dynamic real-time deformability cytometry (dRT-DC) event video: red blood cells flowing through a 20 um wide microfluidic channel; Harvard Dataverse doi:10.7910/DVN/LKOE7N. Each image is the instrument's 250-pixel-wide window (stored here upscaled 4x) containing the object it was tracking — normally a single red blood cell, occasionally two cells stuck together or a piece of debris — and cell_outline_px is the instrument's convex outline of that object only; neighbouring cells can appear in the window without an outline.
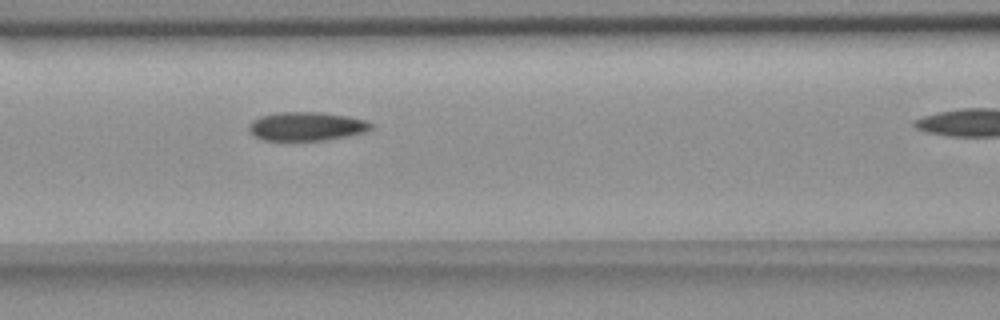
{"species": "common noctule bat (a hibernating species)", "species_latin": "Nyctalus noctula", "temperature_condition": "room temperature", "stored_images_in_passage": 38, "camera_frame_rate_fps": 3000, "um_per_image_px": 0.085, "animal": {"sex": "female", "body_mass_g": 18.4}, "frame": {"image": 1, "passage_image": 17, "time_ms": 5.333, "image_size_px": [1000, 320], "cell_outline_px": [[372, 128], [364, 132], [324, 140], [260, 140], [248, 128], [248, 124], [252, 120], [260, 116], [280, 112], [320, 112], [348, 116], [364, 120], [372, 124]], "centroid_in_image_um": [26.02, 10.73], "position_along_channel_um": 140.6, "area_um2": 20.23}}
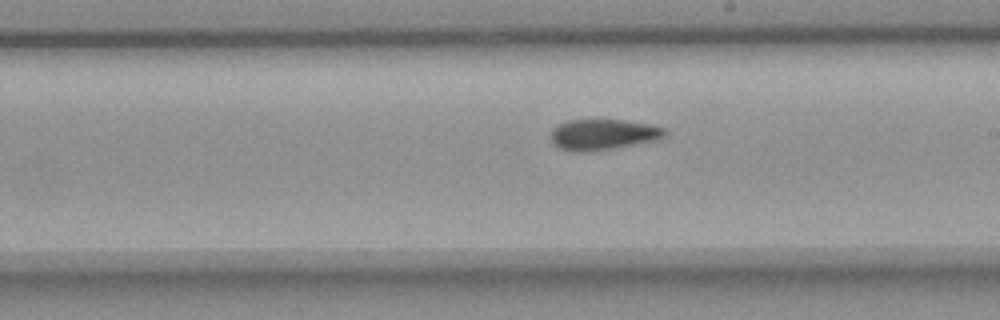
{"frame": {"image": 2, "passage_image": 25, "time_ms": 8.0, "image_size_px": [1000, 320], "cell_outline_px": [[668, 132], [664, 136], [656, 140], [592, 152], [572, 152], [560, 148], [552, 144], [552, 128], [556, 124], [564, 120], [624, 120], [652, 124], [664, 128]], "centroid_in_image_um": [51.23, 11.43], "position_along_channel_um": 237.8, "area_um2": 20.69}}
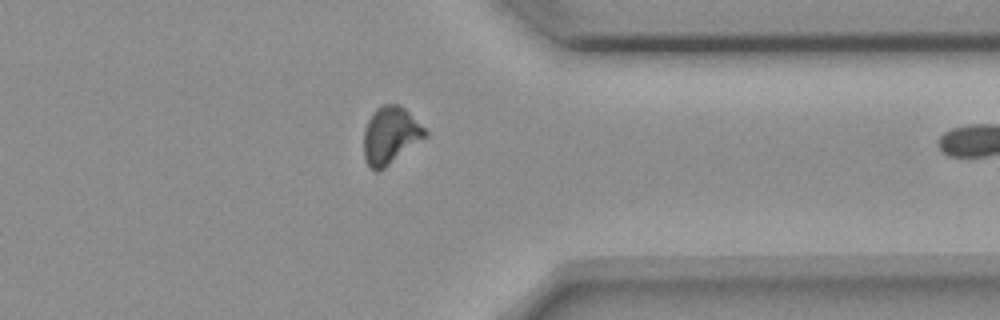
{"frame": {"image": 3, "passage_image": 37, "time_ms": 12.0, "image_size_px": [1000, 320], "cell_outline_px": [[428, 136], [384, 168], [376, 172], [372, 172], [368, 168], [364, 160], [364, 128], [372, 112], [380, 104], [400, 104], [428, 132]], "centroid_in_image_um": [33.15, 11.52], "position_along_channel_um": 378.2, "area_um2": 20.69}}